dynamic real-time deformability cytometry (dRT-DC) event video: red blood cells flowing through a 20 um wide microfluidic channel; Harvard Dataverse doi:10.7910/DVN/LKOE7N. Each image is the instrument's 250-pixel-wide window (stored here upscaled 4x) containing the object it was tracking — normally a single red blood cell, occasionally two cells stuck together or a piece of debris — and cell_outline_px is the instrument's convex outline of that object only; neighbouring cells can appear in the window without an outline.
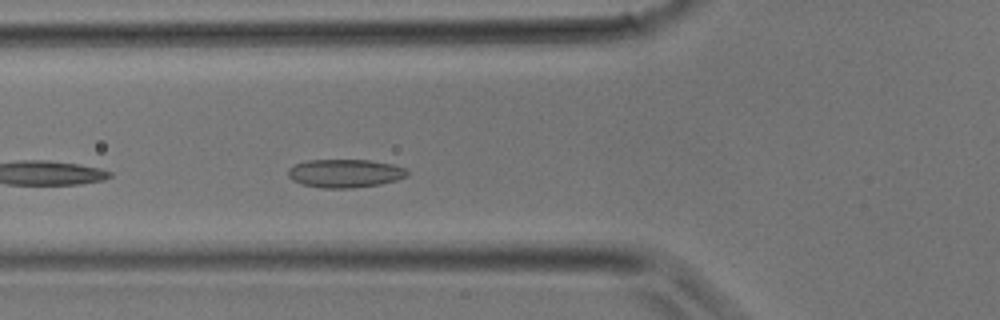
{"species": "common noctule bat (a hibernating species)", "species_latin": "Nyctalus noctula", "temperature_condition": "room temperature", "stored_images_in_passage": 13, "camera_frame_rate_fps": 3000, "um_per_image_px": 0.085, "animal": {"sex": "male", "body_mass_g": 17.9}, "frame": {"image": 1, "passage_image": 10, "time_ms": 3.0, "image_size_px": [1000, 320], "cell_outline_px": [[408, 176], [396, 180], [380, 184], [352, 188], [324, 188], [304, 184], [292, 180], [288, 176], [288, 168], [296, 164], [308, 160], [368, 160], [392, 164], [404, 168], [408, 172]], "centroid_in_image_um": [29.33, 14.73], "position_along_channel_um": 96.5, "area_um2": 19.54}}